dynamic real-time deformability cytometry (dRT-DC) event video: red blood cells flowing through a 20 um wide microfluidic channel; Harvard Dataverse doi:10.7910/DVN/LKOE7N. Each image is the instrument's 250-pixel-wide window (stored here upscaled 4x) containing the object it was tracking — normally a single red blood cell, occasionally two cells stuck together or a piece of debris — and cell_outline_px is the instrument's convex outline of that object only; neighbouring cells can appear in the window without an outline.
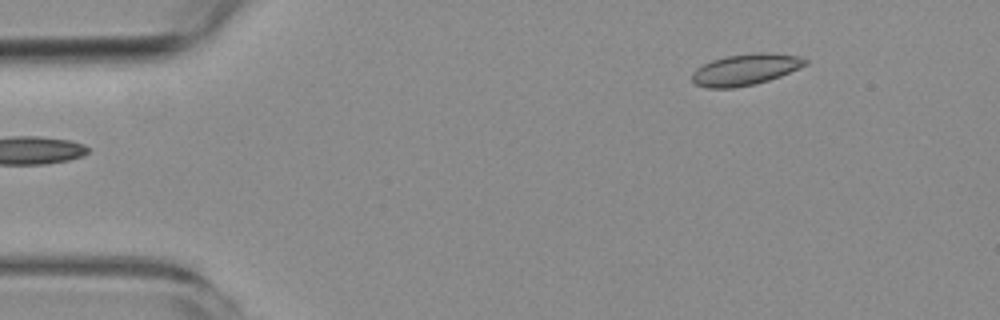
{"species": "common noctule bat (a hibernating species)", "species_latin": "Nyctalus noctula", "temperature_condition": "room temperature", "stored_images_in_passage": 5, "camera_frame_rate_fps": 3000, "um_per_image_px": 0.085, "animal": {"sex": "female", "body_mass_g": 19.3, "forearm_length_mm": 54.1}, "frame": {"image": 1, "passage_image": 5, "time_ms": 5.0, "image_size_px": [1000, 320], "cell_outline_px": [[808, 64], [780, 76], [756, 84], [732, 88], [708, 88], [696, 84], [692, 80], [692, 72], [696, 68], [712, 60], [728, 56], [756, 52], [768, 52], [800, 56], [808, 60]], "centroid_in_image_um": [63.38, 5.91], "position_along_channel_um": 21.6, "area_um2": 20.63}}